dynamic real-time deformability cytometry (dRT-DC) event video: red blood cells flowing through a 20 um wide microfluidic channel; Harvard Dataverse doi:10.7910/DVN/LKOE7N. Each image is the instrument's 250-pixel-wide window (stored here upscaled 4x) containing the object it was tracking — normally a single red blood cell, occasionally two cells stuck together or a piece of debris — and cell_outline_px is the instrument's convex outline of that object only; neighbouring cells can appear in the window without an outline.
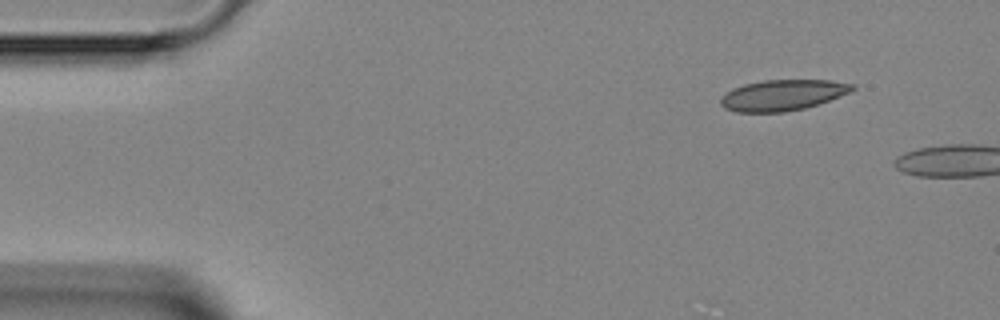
{"species": "Egyptian fruit bat (a non-hibernating species)", "species_latin": "Rousettus aegyptiacus", "temperature_condition": "room temperature", "stored_images_in_passage": 2, "camera_frame_rate_fps": 3000, "um_per_image_px": 0.085, "animal": {"sex": "female"}, "frame": {"image": 1, "passage_image": 1, "time_ms": 0.0, "image_size_px": [1000, 320], "cell_outline_px": [[856, 88], [852, 92], [804, 108], [784, 112], [736, 112], [724, 108], [720, 104], [720, 100], [732, 88], [744, 84], [764, 80], [832, 80], [856, 84]], "centroid_in_image_um": [66.55, 8.07], "position_along_channel_um": 18.4, "area_um2": 23.64}}